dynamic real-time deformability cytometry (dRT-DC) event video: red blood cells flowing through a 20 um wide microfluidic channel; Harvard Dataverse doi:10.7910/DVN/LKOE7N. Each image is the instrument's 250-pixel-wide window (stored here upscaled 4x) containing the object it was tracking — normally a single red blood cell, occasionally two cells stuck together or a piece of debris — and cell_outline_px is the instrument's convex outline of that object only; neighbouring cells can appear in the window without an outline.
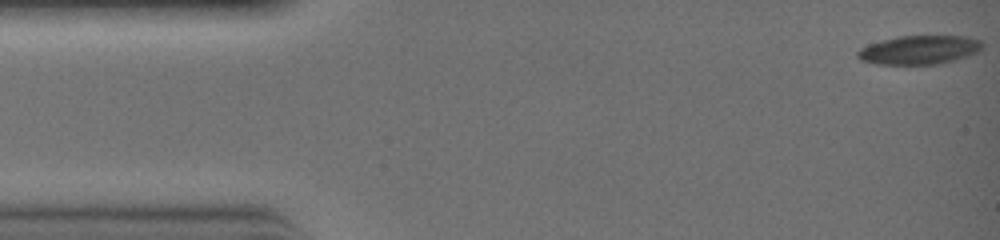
{"species": "common noctule bat (a hibernating species)", "species_latin": "Nyctalus noctula", "temperature_condition": "warm", "stored_images_in_passage": 32, "camera_frame_rate_fps": 3000, "um_per_image_px": 0.085, "animal": {"sex": "female", "body_mass_g": 19.0, "forearm_length_mm": 51.5}, "frame": {"image": 1, "passage_image": 1, "time_ms": 0.0, "image_size_px": [1000, 240], "cell_outline_px": [[980, 48], [976, 52], [952, 60], [932, 64], [880, 64], [860, 60], [856, 56], [856, 52], [860, 48], [884, 40], [900, 36], [964, 36], [980, 40]], "centroid_in_image_um": [78.08, 4.24], "position_along_channel_um": 6.9, "area_um2": 20.29}}
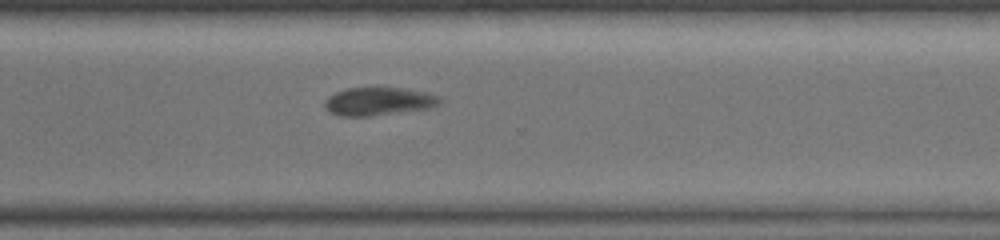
{"frame": {"image": 2, "passage_image": 23, "time_ms": 7.333, "image_size_px": [1000, 240], "cell_outline_px": [[444, 100], [436, 108], [368, 116], [340, 116], [328, 112], [324, 104], [328, 96], [336, 92], [348, 88], [404, 88], [428, 92], [440, 96]], "centroid_in_image_um": [32.27, 8.62], "position_along_channel_um": 338.3, "area_um2": 19.19}}
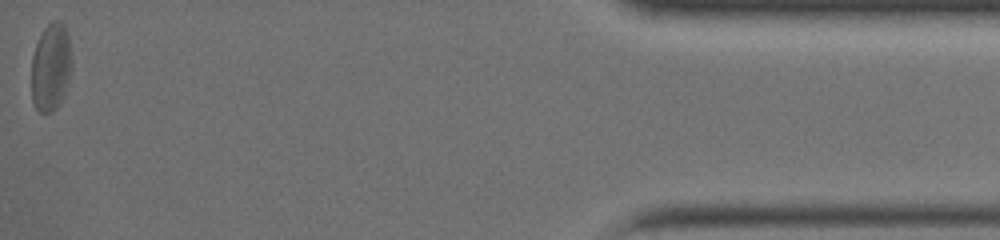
{"frame": {"image": 3, "passage_image": 32, "time_ms": 10.333, "image_size_px": [1000, 240], "cell_outline_px": [[72, 68], [64, 96], [60, 104], [52, 112], [40, 112], [36, 108], [32, 100], [32, 56], [36, 44], [44, 28], [52, 20], [60, 20], [64, 24], [68, 36], [72, 60]], "centroid_in_image_um": [4.34, 5.7], "position_along_channel_um": 430.9, "area_um2": 20.81}}